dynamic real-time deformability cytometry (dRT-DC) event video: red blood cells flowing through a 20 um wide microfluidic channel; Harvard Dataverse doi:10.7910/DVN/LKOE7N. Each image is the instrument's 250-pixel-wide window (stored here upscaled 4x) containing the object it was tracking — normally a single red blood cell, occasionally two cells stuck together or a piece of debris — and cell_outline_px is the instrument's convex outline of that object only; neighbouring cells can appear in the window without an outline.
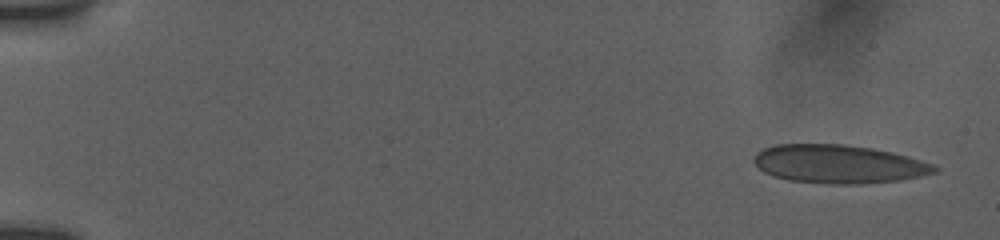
{"species": "human", "species_latin": "Homo sapiens", "temperature_condition": "room temperature", "stored_images_in_passage": 17, "camera_frame_rate_fps": 3000, "um_per_image_px": 0.085, "donor": {"sex": "female"}, "frame": {"image": 1, "passage_image": 1, "time_ms": 0.0, "image_size_px": [1000, 240], "cell_outline_px": [[940, 168], [936, 172], [920, 176], [896, 180], [860, 184], [832, 184], [792, 180], [772, 176], [764, 172], [752, 160], [752, 156], [756, 152], [764, 148], [776, 144], [844, 144], [872, 148], [892, 152], [920, 160], [932, 164]], "centroid_in_image_um": [71.25, 13.93], "position_along_channel_um": 13.7, "area_um2": 40.29}}
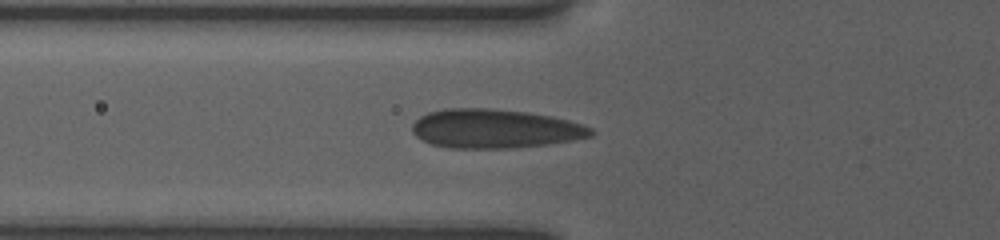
{"frame": {"image": 2, "passage_image": 12, "time_ms": 6.0, "image_size_px": [1000, 240], "cell_outline_px": [[596, 132], [592, 136], [572, 140], [548, 144], [512, 148], [448, 148], [432, 144], [416, 136], [412, 132], [412, 124], [420, 116], [428, 112], [448, 108], [488, 108], [524, 112], [552, 116], [568, 120], [592, 128]], "centroid_in_image_um": [42.06, 10.94], "position_along_channel_um": 83.7, "area_um2": 40.58}}
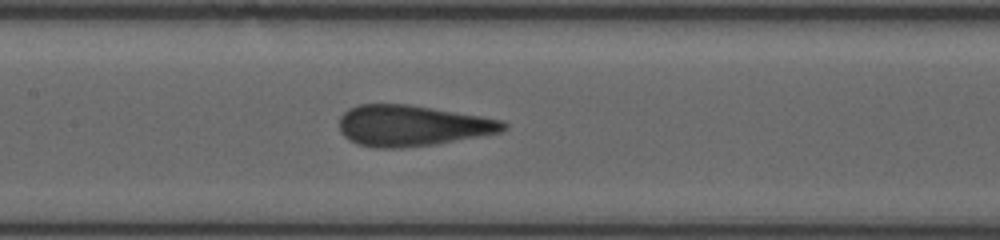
{"frame": {"image": 3, "passage_image": 17, "time_ms": 8.333, "image_size_px": [1000, 240], "cell_outline_px": [[508, 128], [500, 132], [436, 144], [400, 148], [376, 148], [356, 144], [344, 136], [340, 132], [340, 116], [344, 112], [360, 104], [408, 104], [504, 120], [508, 124]], "centroid_in_image_um": [35.03, 10.69], "position_along_channel_um": 172.4, "area_um2": 39.02}}